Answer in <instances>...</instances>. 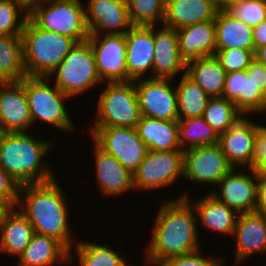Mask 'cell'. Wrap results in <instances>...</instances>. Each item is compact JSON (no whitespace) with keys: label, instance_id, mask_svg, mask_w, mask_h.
<instances>
[{"label":"cell","instance_id":"obj_1","mask_svg":"<svg viewBox=\"0 0 266 266\" xmlns=\"http://www.w3.org/2000/svg\"><path fill=\"white\" fill-rule=\"evenodd\" d=\"M156 215L150 241L144 248L145 266H158L167 258L201 249L197 228L199 221L186 197L163 202Z\"/></svg>","mask_w":266,"mask_h":266},{"label":"cell","instance_id":"obj_2","mask_svg":"<svg viewBox=\"0 0 266 266\" xmlns=\"http://www.w3.org/2000/svg\"><path fill=\"white\" fill-rule=\"evenodd\" d=\"M67 195L57 178L54 180L22 185L19 188L16 208L27 218L35 233L53 237L69 251L75 245L71 234Z\"/></svg>","mask_w":266,"mask_h":266},{"label":"cell","instance_id":"obj_3","mask_svg":"<svg viewBox=\"0 0 266 266\" xmlns=\"http://www.w3.org/2000/svg\"><path fill=\"white\" fill-rule=\"evenodd\" d=\"M30 135L29 132H0V167L19 186L44 183L56 178L52 166L44 158L53 151L56 143L52 138L49 141Z\"/></svg>","mask_w":266,"mask_h":266},{"label":"cell","instance_id":"obj_4","mask_svg":"<svg viewBox=\"0 0 266 266\" xmlns=\"http://www.w3.org/2000/svg\"><path fill=\"white\" fill-rule=\"evenodd\" d=\"M21 37L23 63L29 77H48L77 43L68 36L37 27L29 18Z\"/></svg>","mask_w":266,"mask_h":266},{"label":"cell","instance_id":"obj_5","mask_svg":"<svg viewBox=\"0 0 266 266\" xmlns=\"http://www.w3.org/2000/svg\"><path fill=\"white\" fill-rule=\"evenodd\" d=\"M90 128L112 126L136 128L142 115L134 81L106 82Z\"/></svg>","mask_w":266,"mask_h":266},{"label":"cell","instance_id":"obj_6","mask_svg":"<svg viewBox=\"0 0 266 266\" xmlns=\"http://www.w3.org/2000/svg\"><path fill=\"white\" fill-rule=\"evenodd\" d=\"M29 19L39 28L86 41L89 32L81 0H42L29 9Z\"/></svg>","mask_w":266,"mask_h":266},{"label":"cell","instance_id":"obj_7","mask_svg":"<svg viewBox=\"0 0 266 266\" xmlns=\"http://www.w3.org/2000/svg\"><path fill=\"white\" fill-rule=\"evenodd\" d=\"M48 77H25V92L28 100L32 124L39 121L55 129L73 133L72 118L66 109V102L71 99L48 81ZM51 84L53 86H51Z\"/></svg>","mask_w":266,"mask_h":266},{"label":"cell","instance_id":"obj_8","mask_svg":"<svg viewBox=\"0 0 266 266\" xmlns=\"http://www.w3.org/2000/svg\"><path fill=\"white\" fill-rule=\"evenodd\" d=\"M63 93L73 98L96 85L103 84L88 40L76 43L62 62L50 73L48 79Z\"/></svg>","mask_w":266,"mask_h":266},{"label":"cell","instance_id":"obj_9","mask_svg":"<svg viewBox=\"0 0 266 266\" xmlns=\"http://www.w3.org/2000/svg\"><path fill=\"white\" fill-rule=\"evenodd\" d=\"M184 151H148L133 174V186L137 191L161 190L183 178Z\"/></svg>","mask_w":266,"mask_h":266},{"label":"cell","instance_id":"obj_10","mask_svg":"<svg viewBox=\"0 0 266 266\" xmlns=\"http://www.w3.org/2000/svg\"><path fill=\"white\" fill-rule=\"evenodd\" d=\"M89 135L100 149L113 155L132 174L138 169L148 150L136 128H88Z\"/></svg>","mask_w":266,"mask_h":266},{"label":"cell","instance_id":"obj_11","mask_svg":"<svg viewBox=\"0 0 266 266\" xmlns=\"http://www.w3.org/2000/svg\"><path fill=\"white\" fill-rule=\"evenodd\" d=\"M173 79L143 78L134 80L141 115L149 118L178 121V103Z\"/></svg>","mask_w":266,"mask_h":266},{"label":"cell","instance_id":"obj_12","mask_svg":"<svg viewBox=\"0 0 266 266\" xmlns=\"http://www.w3.org/2000/svg\"><path fill=\"white\" fill-rule=\"evenodd\" d=\"M233 167L219 144L184 150L183 179L214 187Z\"/></svg>","mask_w":266,"mask_h":266},{"label":"cell","instance_id":"obj_13","mask_svg":"<svg viewBox=\"0 0 266 266\" xmlns=\"http://www.w3.org/2000/svg\"><path fill=\"white\" fill-rule=\"evenodd\" d=\"M97 71L105 83L128 81L125 34H89Z\"/></svg>","mask_w":266,"mask_h":266},{"label":"cell","instance_id":"obj_14","mask_svg":"<svg viewBox=\"0 0 266 266\" xmlns=\"http://www.w3.org/2000/svg\"><path fill=\"white\" fill-rule=\"evenodd\" d=\"M246 171V168H232L215 186L219 190L212 188L209 192L238 214L255 212L257 204L256 172Z\"/></svg>","mask_w":266,"mask_h":266},{"label":"cell","instance_id":"obj_15","mask_svg":"<svg viewBox=\"0 0 266 266\" xmlns=\"http://www.w3.org/2000/svg\"><path fill=\"white\" fill-rule=\"evenodd\" d=\"M31 126L25 77L20 81L0 82V132L27 133Z\"/></svg>","mask_w":266,"mask_h":266},{"label":"cell","instance_id":"obj_16","mask_svg":"<svg viewBox=\"0 0 266 266\" xmlns=\"http://www.w3.org/2000/svg\"><path fill=\"white\" fill-rule=\"evenodd\" d=\"M86 1L85 19L89 34H125L134 26L125 0Z\"/></svg>","mask_w":266,"mask_h":266},{"label":"cell","instance_id":"obj_17","mask_svg":"<svg viewBox=\"0 0 266 266\" xmlns=\"http://www.w3.org/2000/svg\"><path fill=\"white\" fill-rule=\"evenodd\" d=\"M128 81L150 78L154 63V25H134L125 33Z\"/></svg>","mask_w":266,"mask_h":266},{"label":"cell","instance_id":"obj_18","mask_svg":"<svg viewBox=\"0 0 266 266\" xmlns=\"http://www.w3.org/2000/svg\"><path fill=\"white\" fill-rule=\"evenodd\" d=\"M243 115L231 128L220 134L219 145L233 168H249L251 165L257 123Z\"/></svg>","mask_w":266,"mask_h":266},{"label":"cell","instance_id":"obj_19","mask_svg":"<svg viewBox=\"0 0 266 266\" xmlns=\"http://www.w3.org/2000/svg\"><path fill=\"white\" fill-rule=\"evenodd\" d=\"M234 263L238 266L251 255L266 253V215L256 212L238 215L234 229Z\"/></svg>","mask_w":266,"mask_h":266},{"label":"cell","instance_id":"obj_20","mask_svg":"<svg viewBox=\"0 0 266 266\" xmlns=\"http://www.w3.org/2000/svg\"><path fill=\"white\" fill-rule=\"evenodd\" d=\"M95 175L99 191L104 196L118 197L135 190L133 174L126 169L113 155H110L93 144Z\"/></svg>","mask_w":266,"mask_h":266},{"label":"cell","instance_id":"obj_21","mask_svg":"<svg viewBox=\"0 0 266 266\" xmlns=\"http://www.w3.org/2000/svg\"><path fill=\"white\" fill-rule=\"evenodd\" d=\"M154 25V63L151 78L175 79L186 65L180 58L175 28Z\"/></svg>","mask_w":266,"mask_h":266},{"label":"cell","instance_id":"obj_22","mask_svg":"<svg viewBox=\"0 0 266 266\" xmlns=\"http://www.w3.org/2000/svg\"><path fill=\"white\" fill-rule=\"evenodd\" d=\"M180 58L185 65L202 57L214 56L215 20L192 24L176 30Z\"/></svg>","mask_w":266,"mask_h":266},{"label":"cell","instance_id":"obj_23","mask_svg":"<svg viewBox=\"0 0 266 266\" xmlns=\"http://www.w3.org/2000/svg\"><path fill=\"white\" fill-rule=\"evenodd\" d=\"M222 97L233 102L243 115L266 113V96L247 78L246 70L226 73Z\"/></svg>","mask_w":266,"mask_h":266},{"label":"cell","instance_id":"obj_24","mask_svg":"<svg viewBox=\"0 0 266 266\" xmlns=\"http://www.w3.org/2000/svg\"><path fill=\"white\" fill-rule=\"evenodd\" d=\"M182 197H186L192 203L198 218L197 220L201 221L204 228L232 238L239 215L235 210L217 200L209 192L208 194L205 193V196L199 197L198 200L196 199V201L192 200L187 190L183 194L181 192L179 198Z\"/></svg>","mask_w":266,"mask_h":266},{"label":"cell","instance_id":"obj_25","mask_svg":"<svg viewBox=\"0 0 266 266\" xmlns=\"http://www.w3.org/2000/svg\"><path fill=\"white\" fill-rule=\"evenodd\" d=\"M219 8L212 0H166L163 25L176 30L215 20Z\"/></svg>","mask_w":266,"mask_h":266},{"label":"cell","instance_id":"obj_26","mask_svg":"<svg viewBox=\"0 0 266 266\" xmlns=\"http://www.w3.org/2000/svg\"><path fill=\"white\" fill-rule=\"evenodd\" d=\"M17 266H69V250L57 239L35 233Z\"/></svg>","mask_w":266,"mask_h":266},{"label":"cell","instance_id":"obj_27","mask_svg":"<svg viewBox=\"0 0 266 266\" xmlns=\"http://www.w3.org/2000/svg\"><path fill=\"white\" fill-rule=\"evenodd\" d=\"M35 231L27 218L15 207L0 221V253L19 256L25 251Z\"/></svg>","mask_w":266,"mask_h":266},{"label":"cell","instance_id":"obj_28","mask_svg":"<svg viewBox=\"0 0 266 266\" xmlns=\"http://www.w3.org/2000/svg\"><path fill=\"white\" fill-rule=\"evenodd\" d=\"M136 130L148 151L182 150L179 143L178 121L142 116Z\"/></svg>","mask_w":266,"mask_h":266},{"label":"cell","instance_id":"obj_29","mask_svg":"<svg viewBox=\"0 0 266 266\" xmlns=\"http://www.w3.org/2000/svg\"><path fill=\"white\" fill-rule=\"evenodd\" d=\"M216 50L245 49L254 52L253 27L219 9L215 18Z\"/></svg>","mask_w":266,"mask_h":266},{"label":"cell","instance_id":"obj_30","mask_svg":"<svg viewBox=\"0 0 266 266\" xmlns=\"http://www.w3.org/2000/svg\"><path fill=\"white\" fill-rule=\"evenodd\" d=\"M185 74L210 97H222L226 71L215 56L202 57L188 63Z\"/></svg>","mask_w":266,"mask_h":266},{"label":"cell","instance_id":"obj_31","mask_svg":"<svg viewBox=\"0 0 266 266\" xmlns=\"http://www.w3.org/2000/svg\"><path fill=\"white\" fill-rule=\"evenodd\" d=\"M77 254L79 266H132L119 251L114 250L109 243L102 245L89 241L79 240L69 251V266L74 265ZM72 264V265H71Z\"/></svg>","mask_w":266,"mask_h":266},{"label":"cell","instance_id":"obj_32","mask_svg":"<svg viewBox=\"0 0 266 266\" xmlns=\"http://www.w3.org/2000/svg\"><path fill=\"white\" fill-rule=\"evenodd\" d=\"M21 36H0V82H15L26 77Z\"/></svg>","mask_w":266,"mask_h":266},{"label":"cell","instance_id":"obj_33","mask_svg":"<svg viewBox=\"0 0 266 266\" xmlns=\"http://www.w3.org/2000/svg\"><path fill=\"white\" fill-rule=\"evenodd\" d=\"M175 89L179 119L203 116L211 97L198 84L193 82L185 72H183Z\"/></svg>","mask_w":266,"mask_h":266},{"label":"cell","instance_id":"obj_34","mask_svg":"<svg viewBox=\"0 0 266 266\" xmlns=\"http://www.w3.org/2000/svg\"><path fill=\"white\" fill-rule=\"evenodd\" d=\"M179 143L182 150L219 143L220 135L200 117L178 120Z\"/></svg>","mask_w":266,"mask_h":266},{"label":"cell","instance_id":"obj_35","mask_svg":"<svg viewBox=\"0 0 266 266\" xmlns=\"http://www.w3.org/2000/svg\"><path fill=\"white\" fill-rule=\"evenodd\" d=\"M242 116L233 102L223 97H211L202 117L220 135Z\"/></svg>","mask_w":266,"mask_h":266},{"label":"cell","instance_id":"obj_36","mask_svg":"<svg viewBox=\"0 0 266 266\" xmlns=\"http://www.w3.org/2000/svg\"><path fill=\"white\" fill-rule=\"evenodd\" d=\"M133 25H162L166 0H126Z\"/></svg>","mask_w":266,"mask_h":266},{"label":"cell","instance_id":"obj_37","mask_svg":"<svg viewBox=\"0 0 266 266\" xmlns=\"http://www.w3.org/2000/svg\"><path fill=\"white\" fill-rule=\"evenodd\" d=\"M28 13L29 10L16 0H0V36H21Z\"/></svg>","mask_w":266,"mask_h":266},{"label":"cell","instance_id":"obj_38","mask_svg":"<svg viewBox=\"0 0 266 266\" xmlns=\"http://www.w3.org/2000/svg\"><path fill=\"white\" fill-rule=\"evenodd\" d=\"M225 10L251 27L266 20V0H238Z\"/></svg>","mask_w":266,"mask_h":266},{"label":"cell","instance_id":"obj_39","mask_svg":"<svg viewBox=\"0 0 266 266\" xmlns=\"http://www.w3.org/2000/svg\"><path fill=\"white\" fill-rule=\"evenodd\" d=\"M215 58L226 73L245 70L254 60V52L245 49L215 50Z\"/></svg>","mask_w":266,"mask_h":266},{"label":"cell","instance_id":"obj_40","mask_svg":"<svg viewBox=\"0 0 266 266\" xmlns=\"http://www.w3.org/2000/svg\"><path fill=\"white\" fill-rule=\"evenodd\" d=\"M201 253V249H199L186 255L170 257L162 261L158 266H224L222 257L220 259L219 257L206 256V258Z\"/></svg>","mask_w":266,"mask_h":266},{"label":"cell","instance_id":"obj_41","mask_svg":"<svg viewBox=\"0 0 266 266\" xmlns=\"http://www.w3.org/2000/svg\"><path fill=\"white\" fill-rule=\"evenodd\" d=\"M248 169L256 173L266 172V124L257 122L251 165Z\"/></svg>","mask_w":266,"mask_h":266},{"label":"cell","instance_id":"obj_42","mask_svg":"<svg viewBox=\"0 0 266 266\" xmlns=\"http://www.w3.org/2000/svg\"><path fill=\"white\" fill-rule=\"evenodd\" d=\"M20 186L0 167V198L12 208L18 203Z\"/></svg>","mask_w":266,"mask_h":266},{"label":"cell","instance_id":"obj_43","mask_svg":"<svg viewBox=\"0 0 266 266\" xmlns=\"http://www.w3.org/2000/svg\"><path fill=\"white\" fill-rule=\"evenodd\" d=\"M245 70L247 78H251L256 88L266 96V66L254 59Z\"/></svg>","mask_w":266,"mask_h":266},{"label":"cell","instance_id":"obj_44","mask_svg":"<svg viewBox=\"0 0 266 266\" xmlns=\"http://www.w3.org/2000/svg\"><path fill=\"white\" fill-rule=\"evenodd\" d=\"M257 178V204L255 212L266 215V172L256 173Z\"/></svg>","mask_w":266,"mask_h":266},{"label":"cell","instance_id":"obj_45","mask_svg":"<svg viewBox=\"0 0 266 266\" xmlns=\"http://www.w3.org/2000/svg\"><path fill=\"white\" fill-rule=\"evenodd\" d=\"M254 51L256 48L266 46V20L253 27Z\"/></svg>","mask_w":266,"mask_h":266},{"label":"cell","instance_id":"obj_46","mask_svg":"<svg viewBox=\"0 0 266 266\" xmlns=\"http://www.w3.org/2000/svg\"><path fill=\"white\" fill-rule=\"evenodd\" d=\"M254 59L266 66V46L256 48L254 51Z\"/></svg>","mask_w":266,"mask_h":266},{"label":"cell","instance_id":"obj_47","mask_svg":"<svg viewBox=\"0 0 266 266\" xmlns=\"http://www.w3.org/2000/svg\"><path fill=\"white\" fill-rule=\"evenodd\" d=\"M12 209V207L2 198H0V221Z\"/></svg>","mask_w":266,"mask_h":266},{"label":"cell","instance_id":"obj_48","mask_svg":"<svg viewBox=\"0 0 266 266\" xmlns=\"http://www.w3.org/2000/svg\"><path fill=\"white\" fill-rule=\"evenodd\" d=\"M238 0H212L219 9H226L230 4Z\"/></svg>","mask_w":266,"mask_h":266},{"label":"cell","instance_id":"obj_49","mask_svg":"<svg viewBox=\"0 0 266 266\" xmlns=\"http://www.w3.org/2000/svg\"><path fill=\"white\" fill-rule=\"evenodd\" d=\"M23 4L28 10L35 4L39 3V0H16Z\"/></svg>","mask_w":266,"mask_h":266}]
</instances>
